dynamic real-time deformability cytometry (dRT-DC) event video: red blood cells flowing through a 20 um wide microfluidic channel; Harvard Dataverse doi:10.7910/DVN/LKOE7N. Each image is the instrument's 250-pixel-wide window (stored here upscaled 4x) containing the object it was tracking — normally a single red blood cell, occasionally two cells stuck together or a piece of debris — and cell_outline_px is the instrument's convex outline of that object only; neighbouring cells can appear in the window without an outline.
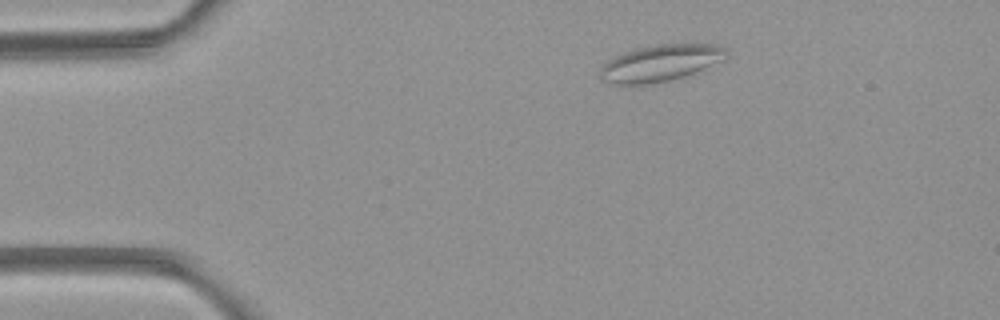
{"species": "common noctule bat (a hibernating species)", "species_latin": "Nyctalus noctula", "temperature_condition": "room temperature", "stored_images_in_passage": 4, "camera_frame_rate_fps": 3000, "um_per_image_px": 0.085, "animal": {"sex": "female", "body_mass_g": 21.9}, "frame": {"image": 1, "passage_image": 2, "time_ms": 1.0, "image_size_px": [1000, 320], "cell_outline_px": [[728, 56], [704, 68], [684, 76], [668, 80], [648, 84], [616, 84], [600, 80], [600, 68], [608, 60], [616, 56], [640, 48], [656, 44], [720, 44], [728, 52]], "centroid_in_image_um": [56.13, 5.35], "position_along_channel_um": 28.9, "area_um2": 26.41}}